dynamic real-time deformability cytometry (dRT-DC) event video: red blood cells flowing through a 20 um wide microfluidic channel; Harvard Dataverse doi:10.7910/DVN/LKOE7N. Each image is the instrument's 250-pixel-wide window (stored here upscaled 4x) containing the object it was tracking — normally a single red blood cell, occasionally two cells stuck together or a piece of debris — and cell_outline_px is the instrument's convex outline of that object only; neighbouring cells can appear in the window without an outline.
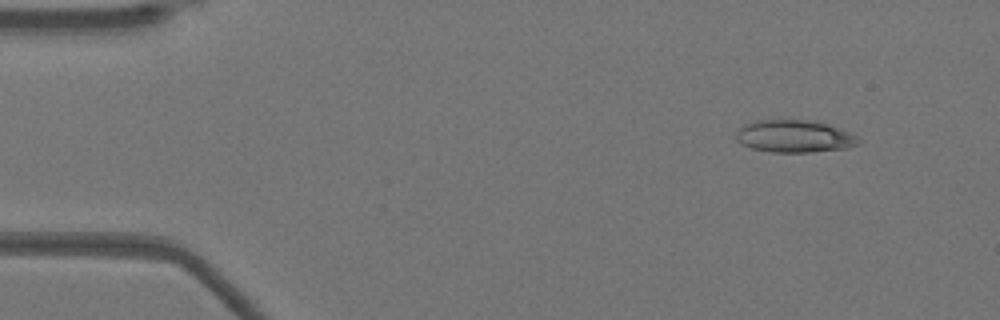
{"species": "Egyptian fruit bat (a non-hibernating species)", "species_latin": "Rousettus aegyptiacus", "temperature_condition": "warm", "stored_images_in_passage": 51, "camera_frame_rate_fps": 3000, "um_per_image_px": 0.085, "animal": {"sex": "female"}, "frame": {"image": 1, "passage_image": 5, "time_ms": 1.333, "image_size_px": [1000, 320], "cell_outline_px": [[860, 144], [848, 148], [812, 152], [772, 152], [752, 148], [740, 144], [736, 140], [736, 132], [744, 124], [756, 120], [772, 116], [808, 120], [828, 124], [848, 132], [856, 136], [860, 140]], "centroid_in_image_um": [67.47, 11.54], "position_along_channel_um": 17.5, "area_um2": 23.87}}
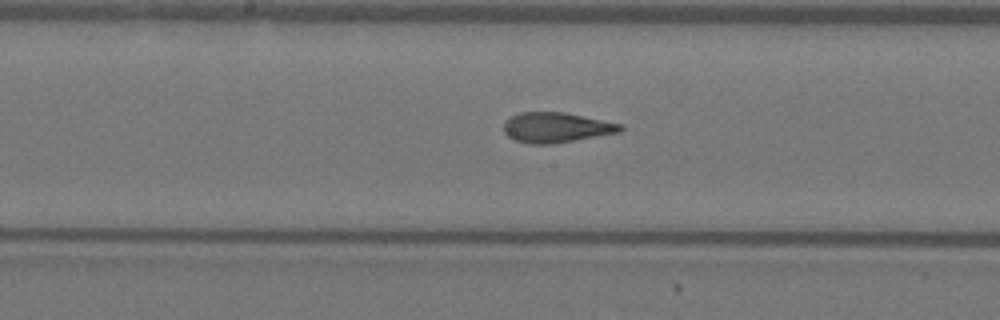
{"frame": {"image": 2, "passage_image": 26, "time_ms": 8.333, "image_size_px": [1000, 320], "cell_outline_px": [[624, 128], [620, 132], [552, 144], [528, 144], [516, 140], [508, 136], [504, 132], [504, 120], [520, 112], [564, 112], [624, 124]], "centroid_in_image_um": [47.29, 10.83], "position_along_channel_um": 200.9, "area_um2": 20.52}}
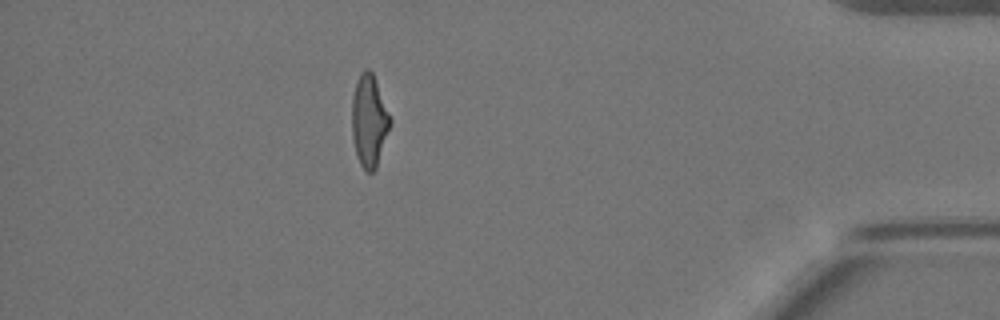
{"frame": {"image": 3, "passage_image": 45, "time_ms": 14.667, "image_size_px": [1000, 320], "cell_outline_px": [[392, 124], [376, 168], [372, 172], [368, 172], [360, 164], [356, 156], [352, 136], [352, 96], [356, 80], [360, 72], [364, 68], [368, 68], [372, 72], [392, 120]], "centroid_in_image_um": [31.37, 10.26], "position_along_channel_um": 403.8, "area_um2": 20.69}, "authors_computed_cell_mechanics": {"area_um2": 20.9814, "velocity_mm_per_s": 3.9581, "shape_relaxation_time_tau1_ms": 9.6397, "shape_relaxation_time_tau2_ms": 1.3863, "deformation_change_tau1": 0.3088, "deformation_change_tau2": 0.0929}}